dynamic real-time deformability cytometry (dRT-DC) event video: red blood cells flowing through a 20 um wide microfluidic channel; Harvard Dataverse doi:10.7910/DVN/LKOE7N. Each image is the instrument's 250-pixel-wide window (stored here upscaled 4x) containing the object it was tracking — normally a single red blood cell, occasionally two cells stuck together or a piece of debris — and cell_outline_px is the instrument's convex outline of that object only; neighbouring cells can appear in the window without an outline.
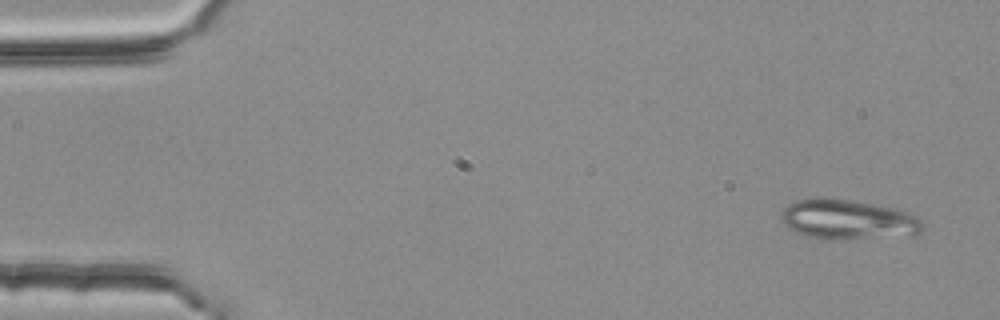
{"species": "common noctule bat (a hibernating species)", "species_latin": "Nyctalus noctula", "temperature_condition": "room temperature", "stored_images_in_passage": 5, "camera_frame_rate_fps": 3000, "um_per_image_px": 0.085, "animal": {"sex": "female", "body_mass_g": 25.1}, "frame": {"image": 1, "passage_image": 1, "time_ms": 0.0, "image_size_px": [1000, 320], "cell_outline_px": [[924, 228], [920, 232], [832, 240], [820, 240], [804, 236], [788, 228], [784, 224], [780, 216], [780, 212], [788, 204], [796, 200], [812, 196], [824, 196], [852, 200], [900, 208], [916, 216], [924, 224]], "centroid_in_image_um": [71.95, 18.61], "position_along_channel_um": 13.0, "area_um2": 33.12}}